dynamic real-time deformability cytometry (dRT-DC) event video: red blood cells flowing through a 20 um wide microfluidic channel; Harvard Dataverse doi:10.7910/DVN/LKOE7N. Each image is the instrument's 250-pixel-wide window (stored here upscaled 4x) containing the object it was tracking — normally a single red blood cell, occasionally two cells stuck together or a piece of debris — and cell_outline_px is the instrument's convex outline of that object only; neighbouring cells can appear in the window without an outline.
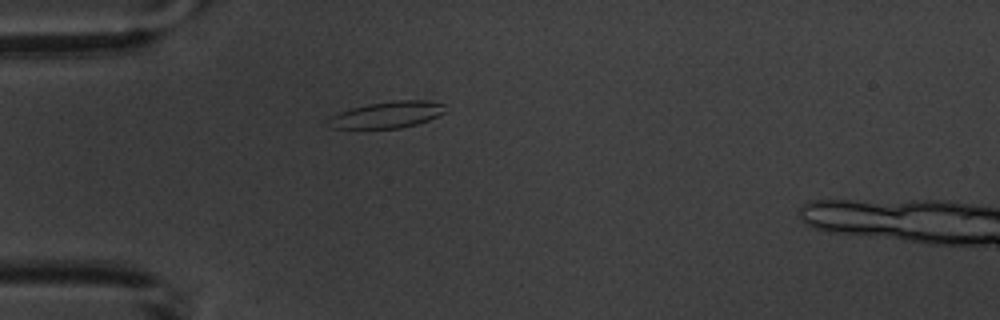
{"species": "common noctule bat (a hibernating species)", "species_latin": "Nyctalus noctula", "temperature_condition": "warm", "stored_images_in_passage": 4, "camera_frame_rate_fps": 3000, "um_per_image_px": 0.085, "animal": {"sex": "male", "body_mass_g": 20.1, "forearm_length_mm": 53.5}, "frame": {"image": 1, "passage_image": 4, "time_ms": 5.333, "image_size_px": [1000, 320], "cell_outline_px": [[444, 112], [428, 120], [416, 124], [400, 128], [332, 128], [324, 120], [340, 112], [352, 108], [368, 104], [396, 100], [424, 100], [444, 104]], "centroid_in_image_um": [32.87, 9.75], "position_along_channel_um": 52.1, "area_um2": 17.8}}